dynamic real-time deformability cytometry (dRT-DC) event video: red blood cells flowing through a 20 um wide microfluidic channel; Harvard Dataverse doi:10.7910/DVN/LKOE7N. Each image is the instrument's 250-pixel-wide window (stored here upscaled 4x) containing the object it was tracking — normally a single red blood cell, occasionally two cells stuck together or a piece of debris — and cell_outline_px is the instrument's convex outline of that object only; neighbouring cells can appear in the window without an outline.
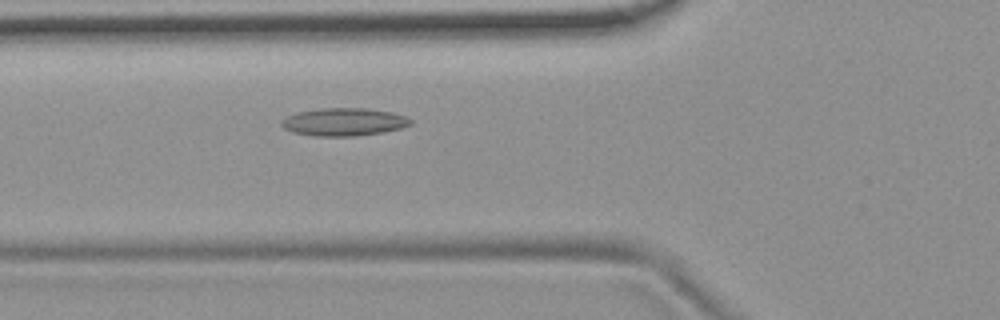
{"species": "common noctule bat (a hibernating species)", "species_latin": "Nyctalus noctula", "temperature_condition": "room temperature", "stored_images_in_passage": 43, "camera_frame_rate_fps": 3000, "um_per_image_px": 0.085, "animal": {"sex": "female", "body_mass_g": 19.9}, "frame": {"image": 1, "passage_image": 10, "time_ms": 3.0, "image_size_px": [1000, 320], "cell_outline_px": [[412, 124], [400, 128], [384, 132], [356, 136], [316, 136], [292, 132], [284, 128], [280, 124], [280, 120], [296, 112], [320, 108], [368, 108], [392, 112], [404, 116], [412, 120]], "centroid_in_image_um": [29.21, 10.36], "position_along_channel_um": 96.6, "area_um2": 21.04}}
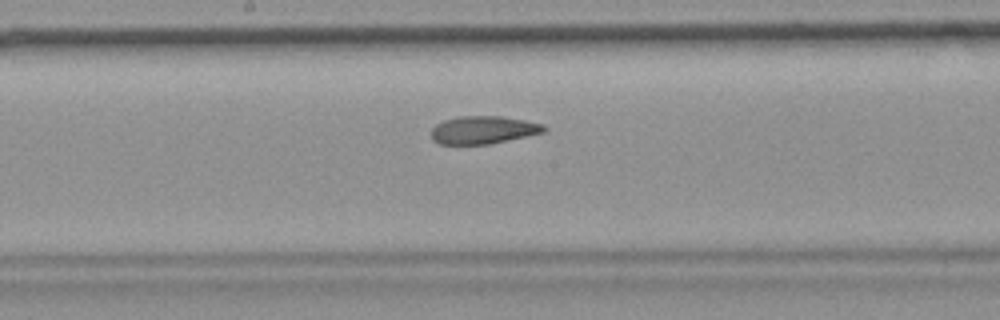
{"frame": {"image": 2, "passage_image": 19, "time_ms": 6.0, "image_size_px": [1000, 320], "cell_outline_px": [[548, 128], [544, 132], [528, 136], [488, 144], [440, 144], [432, 140], [432, 128], [436, 124], [444, 120], [456, 116], [500, 116], [524, 120], [544, 124]], "centroid_in_image_um": [41.08, 11.04], "position_along_channel_um": 207.1, "area_um2": 18.32}}
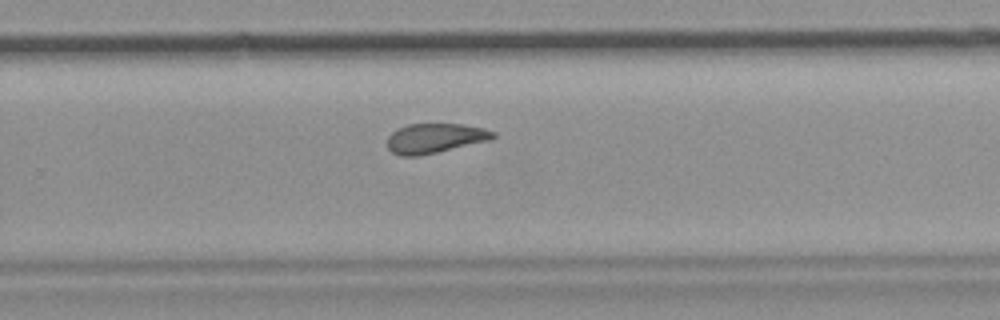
{"frame": {"image": 3, "passage_image": 26, "time_ms": 8.333, "image_size_px": [1000, 320], "cell_outline_px": [[496, 136], [492, 140], [436, 152], [416, 156], [400, 156], [392, 152], [388, 148], [388, 136], [396, 128], [408, 124], [464, 124], [484, 128], [496, 132]], "centroid_in_image_um": [36.99, 11.74], "position_along_channel_um": 292.8, "area_um2": 18.38}, "authors_computed_cell_mechanics": {"area_um2": 19.1318, "velocity_mm_per_s": 3.6831, "shape_relaxation_time_tau1_ms": null, "shape_relaxation_time_tau2_ms": 2.4726, "deformation_change_tau1": null, "deformation_change_tau2": 0.1011}}